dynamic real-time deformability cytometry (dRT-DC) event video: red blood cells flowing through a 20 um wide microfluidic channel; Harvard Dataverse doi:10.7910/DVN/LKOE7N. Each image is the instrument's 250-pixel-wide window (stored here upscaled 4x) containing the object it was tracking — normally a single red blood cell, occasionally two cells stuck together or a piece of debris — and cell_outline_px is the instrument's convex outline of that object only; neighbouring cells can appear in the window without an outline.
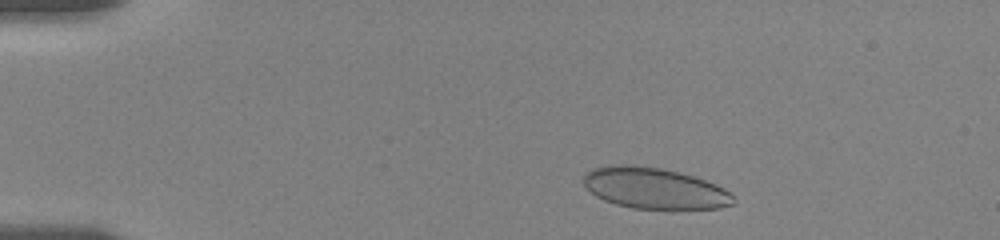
{"species": "human", "species_latin": "Homo sapiens", "temperature_condition": "room temperature", "stored_images_in_passage": 65, "camera_frame_rate_fps": 3000, "um_per_image_px": 0.085, "donor": {"sex": "female"}, "frame": {"image": 1, "passage_image": 4, "time_ms": 0.667, "image_size_px": [1000, 240], "cell_outline_px": [[736, 200], [732, 204], [720, 208], [632, 208], [616, 204], [604, 200], [596, 196], [584, 184], [584, 172], [592, 168], [608, 164], [628, 164], [660, 168], [680, 172], [716, 184], [724, 188]], "centroid_in_image_um": [55.58, 15.98], "position_along_channel_um": 29.4, "area_um2": 35.66}}
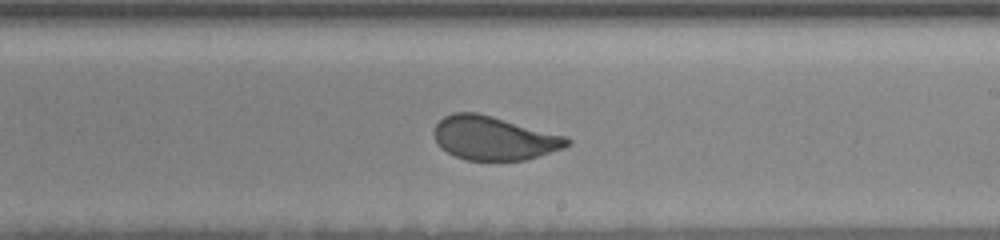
{"frame": {"image": 2, "passage_image": 39, "time_ms": 8.667, "image_size_px": [1000, 240], "cell_outline_px": [[572, 144], [564, 148], [524, 160], [468, 160], [456, 156], [440, 148], [432, 132], [436, 124], [444, 116], [452, 112], [476, 112], [492, 116], [568, 136], [572, 140]], "centroid_in_image_um": [42.0, 11.73], "position_along_channel_um": 247.0, "area_um2": 34.04}}
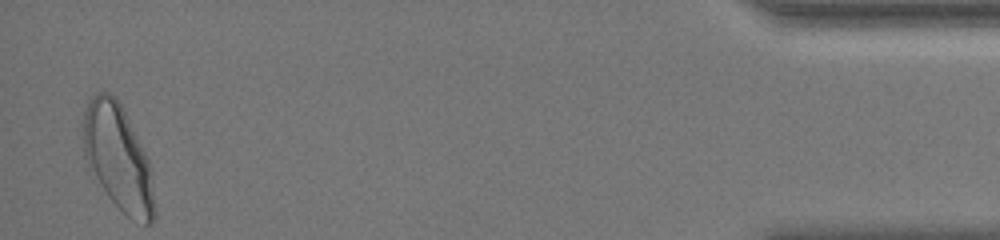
{"frame": {"image": 3, "passage_image": 65, "time_ms": 15.667, "image_size_px": [1000, 240], "cell_outline_px": [[156, 216], [152, 224], [144, 224], [132, 220], [108, 196], [84, 156], [84, 112], [88, 100], [96, 92], [108, 92], [120, 104], [148, 160], [156, 208]], "centroid_in_image_um": [10.05, 13.44], "position_along_channel_um": 425.1, "area_um2": 42.71}, "authors_computed_cell_mechanics": {"area_um2": 35.0846, "velocity_mm_per_s": 3.601, "shape_relaxation_time_tau1_ms": 7.9769, "shape_relaxation_time_tau2_ms": null, "deformation_change_tau1": 0.1669, "deformation_change_tau2": null}}